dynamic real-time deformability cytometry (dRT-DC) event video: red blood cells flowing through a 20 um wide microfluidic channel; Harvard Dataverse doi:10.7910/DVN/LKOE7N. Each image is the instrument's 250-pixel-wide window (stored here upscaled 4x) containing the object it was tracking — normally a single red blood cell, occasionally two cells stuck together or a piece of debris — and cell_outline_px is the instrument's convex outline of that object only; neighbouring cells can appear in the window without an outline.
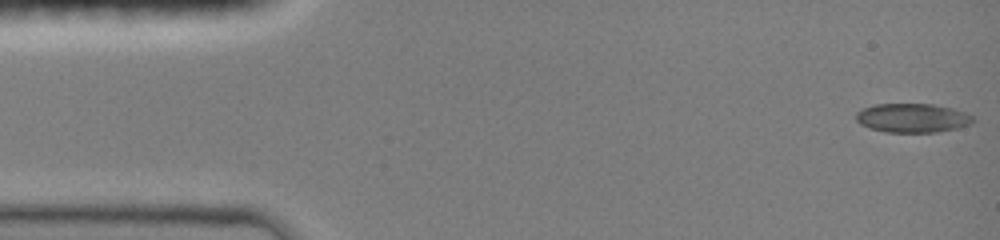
{"species": "common noctule bat (a hibernating species)", "species_latin": "Nyctalus noctula", "temperature_condition": "room temperature", "stored_images_in_passage": 13, "camera_frame_rate_fps": 3000, "um_per_image_px": 0.085, "animal": {"sex": "female", "body_mass_g": 19.0, "forearm_length_mm": 51.5}, "frame": {"image": 1, "passage_image": 1, "time_ms": 0.0, "image_size_px": [1000, 240], "cell_outline_px": [[976, 120], [972, 124], [956, 128], [936, 132], [884, 132], [860, 124], [856, 120], [856, 112], [860, 108], [876, 104], [932, 104], [952, 108], [964, 112], [972, 116]], "centroid_in_image_um": [77.55, 10.02], "position_along_channel_um": 7.5, "area_um2": 19.83}}
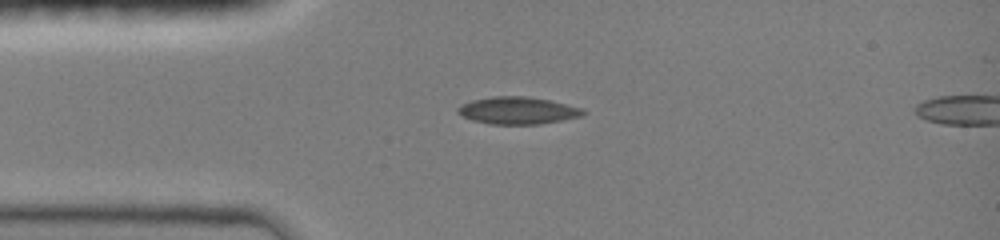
{"frame": {"image": 2, "passage_image": 11, "time_ms": 3.333, "image_size_px": [1000, 240], "cell_outline_px": [[588, 112], [584, 116], [540, 124], [492, 124], [472, 120], [456, 112], [456, 108], [460, 104], [472, 100], [492, 96], [528, 96], [548, 100], [584, 108]], "centroid_in_image_um": [44.03, 9.39], "position_along_channel_um": 41.0, "area_um2": 20.06}}